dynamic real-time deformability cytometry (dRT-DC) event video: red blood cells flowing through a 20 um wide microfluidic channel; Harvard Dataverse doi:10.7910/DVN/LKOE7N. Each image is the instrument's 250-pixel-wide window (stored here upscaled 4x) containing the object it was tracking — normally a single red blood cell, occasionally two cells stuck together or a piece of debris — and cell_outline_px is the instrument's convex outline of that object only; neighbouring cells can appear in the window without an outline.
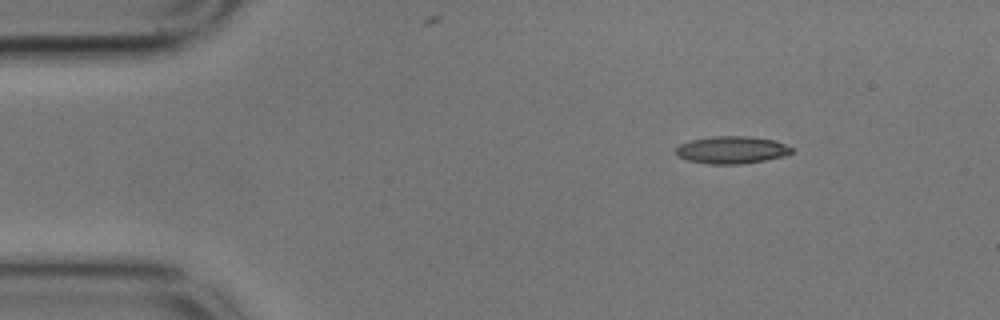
{"species": "common noctule bat (a hibernating species)", "species_latin": "Nyctalus noctula", "temperature_condition": "cold", "stored_images_in_passage": 3, "camera_frame_rate_fps": 3000, "um_per_image_px": 0.085, "animal": {"sex": "male", "body_mass_g": 17.9}, "frame": {"image": 1, "passage_image": 1, "time_ms": 0.0, "image_size_px": [1000, 320], "cell_outline_px": [[792, 152], [788, 156], [744, 164], [708, 164], [688, 160], [676, 156], [676, 148], [680, 144], [692, 140], [712, 136], [748, 136], [772, 140], [784, 144], [792, 148]], "centroid_in_image_um": [62.2, 12.75], "position_along_channel_um": 22.8, "area_um2": 18.55}}